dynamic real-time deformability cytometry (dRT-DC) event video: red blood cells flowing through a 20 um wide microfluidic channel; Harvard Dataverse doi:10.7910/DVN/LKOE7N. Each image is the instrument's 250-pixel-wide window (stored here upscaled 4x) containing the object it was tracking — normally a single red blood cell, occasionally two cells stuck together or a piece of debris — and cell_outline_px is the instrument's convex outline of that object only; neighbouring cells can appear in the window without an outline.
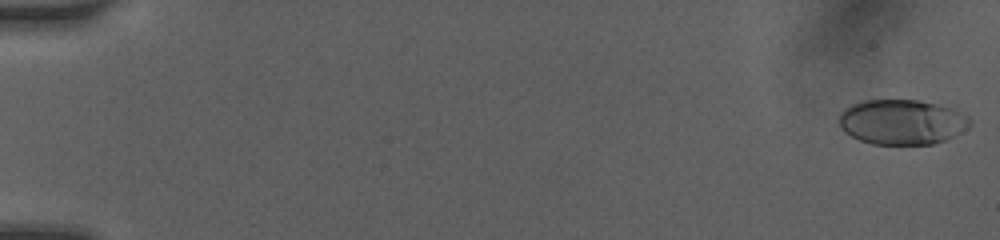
{"species": "human", "species_latin": "Homo sapiens", "temperature_condition": "room temperature", "stored_images_in_passage": 25, "camera_frame_rate_fps": 3000, "um_per_image_px": 0.085, "donor": {"sex": "female"}, "frame": {"image": 1, "passage_image": 1, "time_ms": 0.0, "image_size_px": [1000, 240], "cell_outline_px": [[972, 124], [960, 132], [944, 140], [932, 144], [872, 144], [860, 140], [844, 132], [840, 128], [840, 112], [844, 108], [852, 104], [864, 100], [920, 100], [940, 104], [956, 108], [968, 116], [972, 120]], "centroid_in_image_um": [76.69, 10.35], "position_along_channel_um": 8.3, "area_um2": 34.62}}
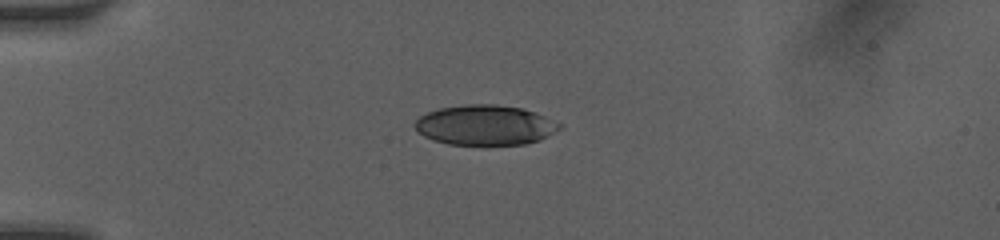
{"frame": {"image": 2, "passage_image": 20, "time_ms": 4.333, "image_size_px": [1000, 240], "cell_outline_px": [[564, 128], [540, 140], [524, 144], [448, 144], [432, 140], [416, 132], [412, 124], [420, 116], [428, 112], [440, 108], [464, 104], [496, 104], [520, 108], [536, 112], [564, 124]], "centroid_in_image_um": [41.25, 10.63], "position_along_channel_um": 43.7, "area_um2": 34.1}}